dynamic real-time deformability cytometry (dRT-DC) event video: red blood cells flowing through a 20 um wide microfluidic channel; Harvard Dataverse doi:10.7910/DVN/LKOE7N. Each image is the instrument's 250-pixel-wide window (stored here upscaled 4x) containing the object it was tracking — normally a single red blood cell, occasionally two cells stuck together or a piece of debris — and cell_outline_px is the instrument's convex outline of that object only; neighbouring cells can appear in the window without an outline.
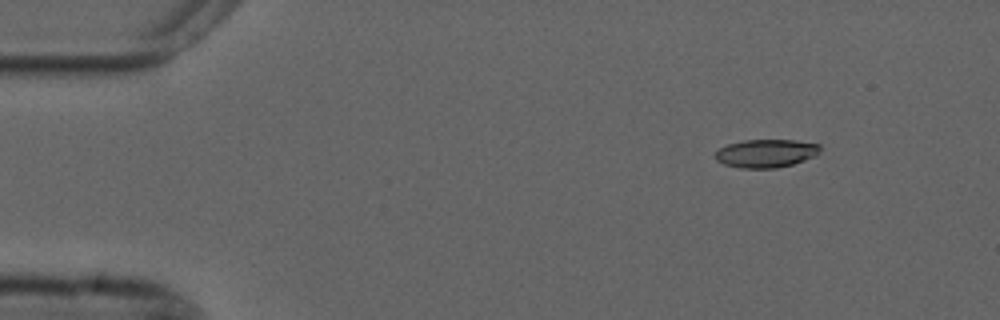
{"species": "common noctule bat (a hibernating species)", "species_latin": "Nyctalus noctula", "temperature_condition": "cold", "stored_images_in_passage": 49, "camera_frame_rate_fps": 3000, "um_per_image_px": 0.085, "animal": {"sex": "male", "forearm_length_mm": 52.5}, "frame": {"image": 1, "passage_image": 1, "time_ms": 0.0, "image_size_px": [1000, 320], "cell_outline_px": [[820, 152], [816, 156], [792, 164], [776, 168], [740, 168], [724, 164], [716, 160], [712, 156], [720, 148], [728, 144], [744, 140], [796, 140], [820, 144]], "centroid_in_image_um": [65.11, 13.03], "position_along_channel_um": 19.9, "area_um2": 17.34}}
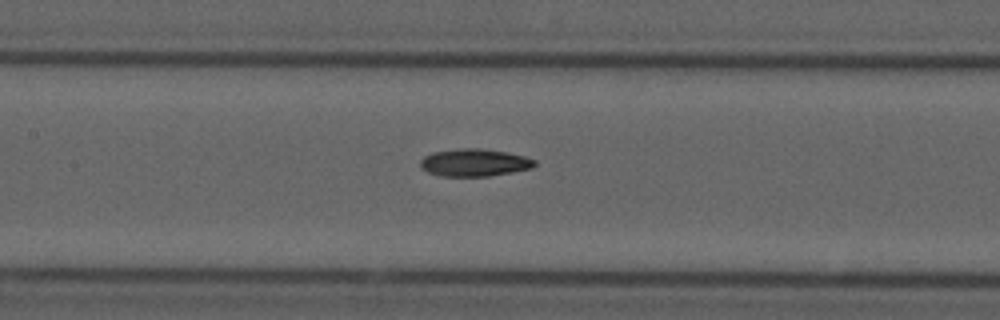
{"frame": {"image": 2, "passage_image": 20, "time_ms": 6.333, "image_size_px": [1000, 320], "cell_outline_px": [[536, 164], [532, 168], [512, 172], [488, 176], [440, 176], [428, 172], [420, 168], [420, 160], [424, 156], [432, 152], [460, 148], [480, 148], [504, 152], [524, 156], [536, 160]], "centroid_in_image_um": [40.29, 13.82], "position_along_channel_um": 167.1, "area_um2": 18.32}}
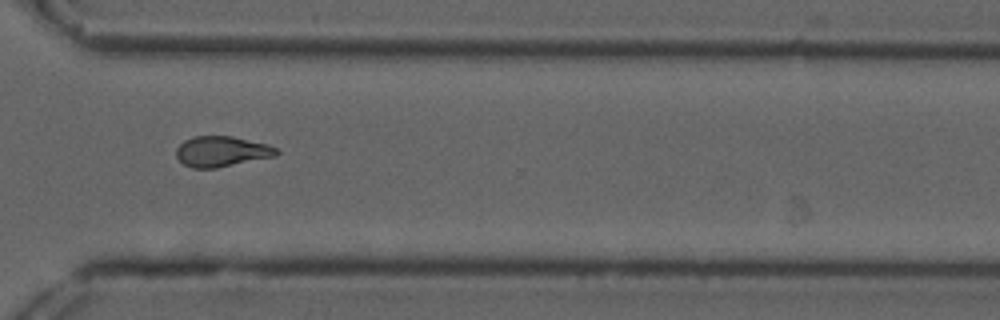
{"frame": {"image": 3, "passage_image": 35, "time_ms": 11.333, "image_size_px": [1000, 320], "cell_outline_px": [[280, 152], [276, 156], [216, 168], [192, 168], [184, 164], [176, 156], [176, 148], [184, 140], [192, 136], [232, 136], [268, 144], [276, 148]], "centroid_in_image_um": [18.84, 12.87], "position_along_channel_um": 351.8, "area_um2": 17.86}, "authors_computed_cell_mechanics": {"area_um2": 17.8602, "velocity_mm_per_s": 3.7032, "shape_relaxation_time_tau1_ms": null, "shape_relaxation_time_tau2_ms": 8.085, "deformation_change_tau1": null, "deformation_change_tau2": 0.172}}